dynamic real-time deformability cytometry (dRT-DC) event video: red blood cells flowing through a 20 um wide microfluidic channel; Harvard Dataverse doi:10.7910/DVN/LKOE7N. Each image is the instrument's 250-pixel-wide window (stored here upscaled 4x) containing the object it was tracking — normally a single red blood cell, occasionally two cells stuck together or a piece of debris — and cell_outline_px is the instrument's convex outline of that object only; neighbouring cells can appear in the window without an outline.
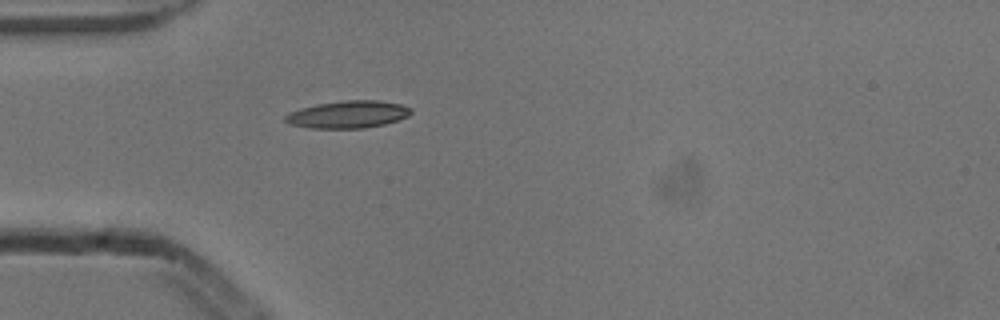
{"species": "common noctule bat (a hibernating species)", "species_latin": "Nyctalus noctula", "temperature_condition": "cold", "stored_images_in_passage": 1, "camera_frame_rate_fps": 3000, "um_per_image_px": 0.085, "animal": {"sex": "male", "body_mass_g": 13.3}, "frame": {"image": 1, "passage_image": 1, "time_ms": 0.0, "image_size_px": [1000, 320], "cell_outline_px": [[412, 112], [408, 116], [384, 124], [364, 128], [312, 128], [288, 124], [284, 120], [284, 116], [288, 112], [300, 108], [316, 104], [344, 100], [380, 100], [400, 104], [412, 108]], "centroid_in_image_um": [29.55, 9.72], "position_along_channel_um": 55.5, "area_um2": 20.11}}